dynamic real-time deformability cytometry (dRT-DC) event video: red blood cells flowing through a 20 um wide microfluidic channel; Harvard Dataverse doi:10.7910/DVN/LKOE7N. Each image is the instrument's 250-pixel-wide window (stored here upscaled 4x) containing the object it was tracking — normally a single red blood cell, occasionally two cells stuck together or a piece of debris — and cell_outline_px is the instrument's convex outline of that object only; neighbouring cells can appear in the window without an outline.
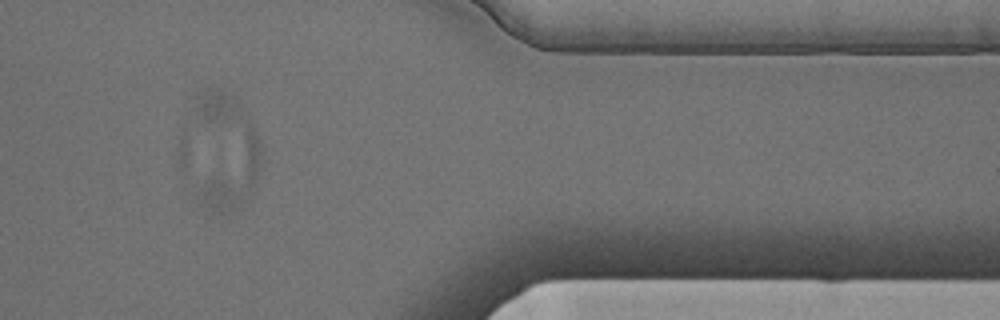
{"species": "Egyptian fruit bat (a non-hibernating species)", "species_latin": "Rousettus aegyptiacus", "temperature_condition": "cold", "stored_images_in_passage": 15, "camera_frame_rate_fps": 3000, "um_per_image_px": 0.085, "animal": {"sex": "male"}, "frame": {"image": 1, "passage_image": 13, "time_ms": 4.0, "image_size_px": [1000, 320], "cell_outline_px": [[260, 168], [256, 184], [252, 192], [232, 212], [216, 212], [196, 204], [196, 192], [248, 124], [252, 128], [260, 140]], "centroid_in_image_um": [19.78, 14.9], "position_along_channel_um": 391.6, "area_um2": 23.52}}